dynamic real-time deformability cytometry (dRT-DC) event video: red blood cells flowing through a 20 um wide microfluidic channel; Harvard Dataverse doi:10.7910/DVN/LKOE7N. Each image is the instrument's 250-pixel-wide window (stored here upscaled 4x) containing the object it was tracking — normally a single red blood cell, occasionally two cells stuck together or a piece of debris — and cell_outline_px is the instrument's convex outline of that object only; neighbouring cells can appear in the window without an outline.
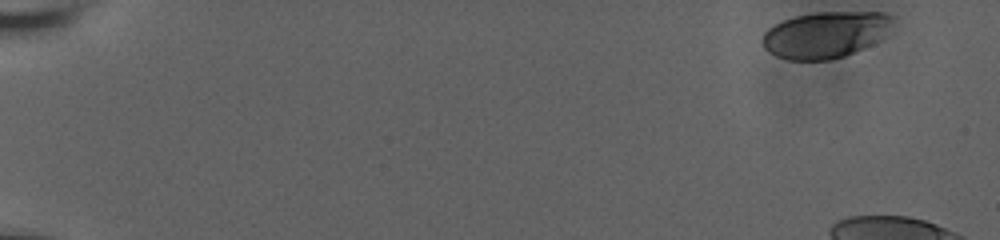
{"species": "human", "species_latin": "Homo sapiens", "temperature_condition": "room temperature", "stored_images_in_passage": 17, "camera_frame_rate_fps": 3000, "um_per_image_px": 0.085, "donor": {"sex": "male"}, "frame": {"image": 1, "passage_image": 1, "time_ms": 0.0, "image_size_px": [1000, 240], "cell_outline_px": [[896, 16], [880, 40], [872, 44], [844, 56], [828, 60], [788, 60], [776, 56], [768, 52], [764, 48], [760, 40], [764, 32], [768, 28], [792, 16], [816, 12], [884, 12]], "centroid_in_image_um": [70.13, 2.94], "position_along_channel_um": 14.9, "area_um2": 35.43}}